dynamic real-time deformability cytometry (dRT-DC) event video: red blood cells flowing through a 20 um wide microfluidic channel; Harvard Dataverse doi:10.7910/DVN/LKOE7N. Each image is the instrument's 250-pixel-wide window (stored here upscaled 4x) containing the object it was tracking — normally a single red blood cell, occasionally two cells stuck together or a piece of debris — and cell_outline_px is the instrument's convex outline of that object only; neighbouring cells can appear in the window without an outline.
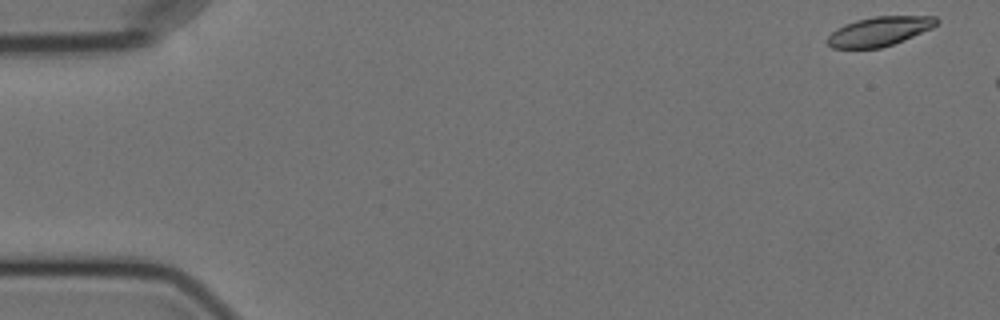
{"species": "Egyptian fruit bat (a non-hibernating species)", "species_latin": "Rousettus aegyptiacus", "temperature_condition": "cold", "stored_images_in_passage": 8, "camera_frame_rate_fps": 3000, "um_per_image_px": 0.085, "animal": {"sex": "female"}, "frame": {"image": 1, "passage_image": 1, "time_ms": 0.0, "image_size_px": [1000, 320], "cell_outline_px": [[940, 20], [932, 28], [904, 40], [880, 48], [832, 48], [824, 40], [836, 28], [844, 24], [856, 20], [876, 16], [936, 16]], "centroid_in_image_um": [74.72, 2.66], "position_along_channel_um": 10.3, "area_um2": 18.67}}